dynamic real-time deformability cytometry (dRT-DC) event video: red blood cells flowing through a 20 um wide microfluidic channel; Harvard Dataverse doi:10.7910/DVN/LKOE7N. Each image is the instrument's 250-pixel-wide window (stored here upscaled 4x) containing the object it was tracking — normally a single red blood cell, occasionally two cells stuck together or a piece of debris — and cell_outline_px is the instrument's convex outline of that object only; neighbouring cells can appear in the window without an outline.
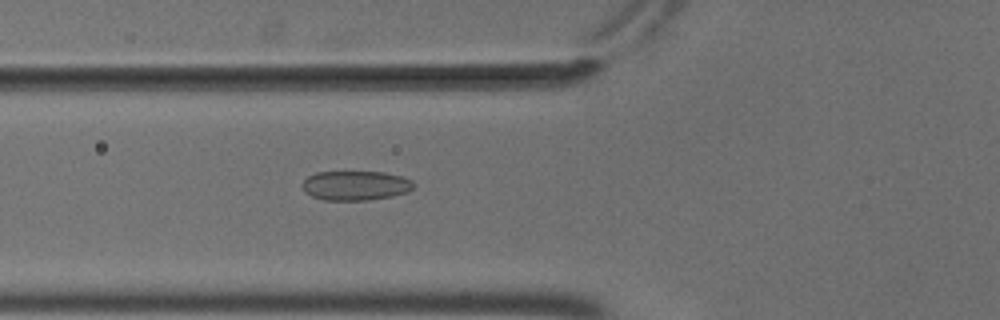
{"species": "common noctule bat (a hibernating species)", "species_latin": "Nyctalus noctula", "temperature_condition": "cold", "stored_images_in_passage": 53, "camera_frame_rate_fps": 3000, "um_per_image_px": 0.085, "animal": {"sex": "male", "body_mass_g": 18.8}, "frame": {"image": 1, "passage_image": 19, "time_ms": 6.0, "image_size_px": [1000, 320], "cell_outline_px": [[416, 184], [408, 192], [392, 196], [368, 200], [324, 200], [312, 196], [304, 192], [300, 184], [308, 176], [316, 172], [384, 172], [400, 176], [412, 180]], "centroid_in_image_um": [30.2, 15.77], "position_along_channel_um": 95.6, "area_um2": 19.25}}
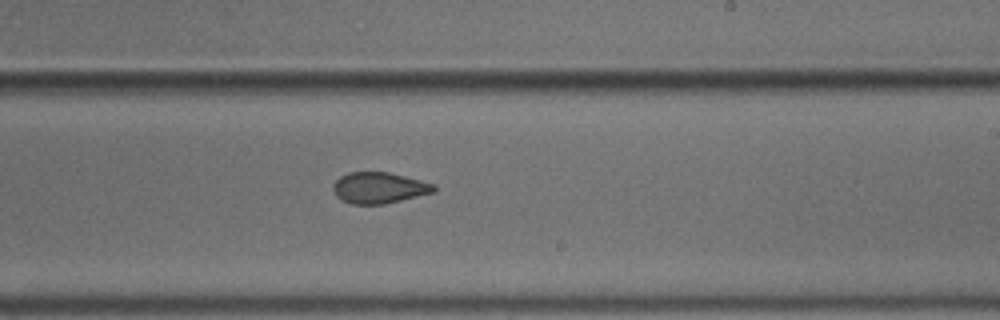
{"frame": {"image": 2, "passage_image": 32, "time_ms": 10.333, "image_size_px": [1000, 320], "cell_outline_px": [[436, 192], [384, 204], [352, 204], [340, 200], [332, 192], [332, 184], [340, 176], [348, 172], [388, 172], [436, 184]], "centroid_in_image_um": [32.2, 15.97], "position_along_channel_um": 256.8, "area_um2": 18.5}}
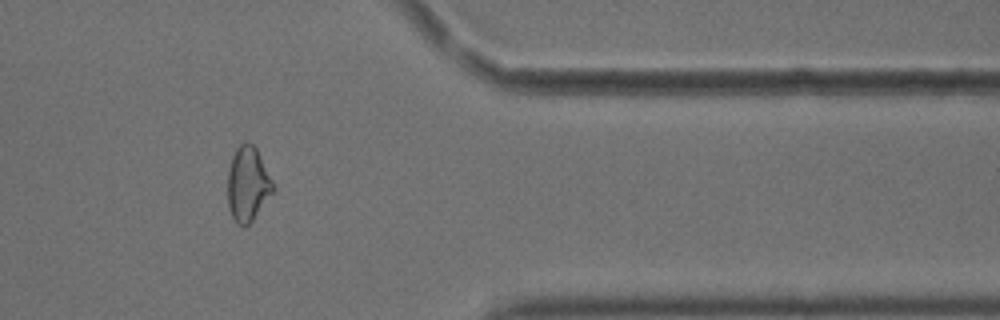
{"frame": {"image": 3, "passage_image": 44, "time_ms": 14.333, "image_size_px": [1000, 320], "cell_outline_px": [[276, 188], [252, 220], [244, 228], [232, 216], [228, 208], [228, 172], [232, 156], [236, 148], [240, 144], [252, 144], [256, 148]], "centroid_in_image_um": [21.06, 15.65], "position_along_channel_um": 390.3, "area_um2": 19.36}, "authors_computed_cell_mechanics": {"area_um2": 19.8832, "velocity_mm_per_s": 3.7084, "shape_relaxation_time_tau1_ms": null, "shape_relaxation_time_tau2_ms": 1.6159, "deformation_change_tau1": null, "deformation_change_tau2": 0.0772}}